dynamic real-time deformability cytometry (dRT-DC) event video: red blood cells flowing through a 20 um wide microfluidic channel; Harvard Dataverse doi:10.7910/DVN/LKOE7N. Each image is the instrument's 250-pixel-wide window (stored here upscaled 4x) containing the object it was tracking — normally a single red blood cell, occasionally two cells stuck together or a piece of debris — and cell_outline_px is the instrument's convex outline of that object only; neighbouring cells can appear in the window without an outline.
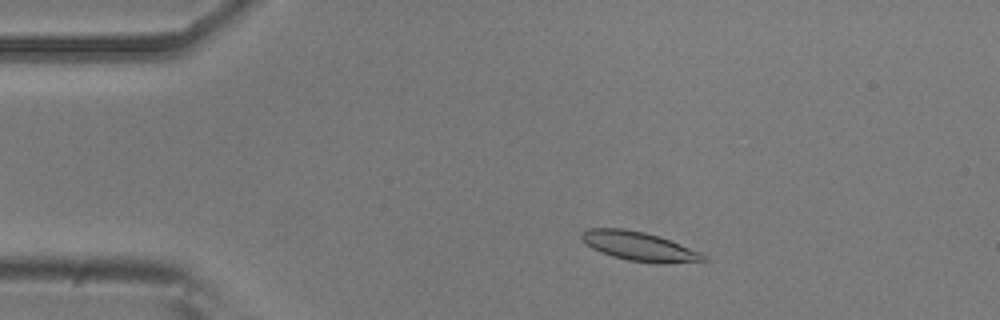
{"species": "common noctule bat (a hibernating species)", "species_latin": "Nyctalus noctula", "temperature_condition": "room temperature", "stored_images_in_passage": 50, "camera_frame_rate_fps": 3000, "um_per_image_px": 0.085, "animal": {"sex": "male", "body_mass_g": 20.5, "forearm_length_mm": 52.5}, "frame": {"image": 1, "passage_image": 8, "time_ms": 2.333, "image_size_px": [1000, 320], "cell_outline_px": [[708, 260], [664, 264], [660, 264], [628, 260], [612, 256], [600, 252], [592, 248], [580, 236], [580, 232], [584, 228], [624, 228], [644, 232], [660, 236], [700, 252], [708, 256]], "centroid_in_image_um": [54.33, 20.93], "position_along_channel_um": 30.7, "area_um2": 20.75}}
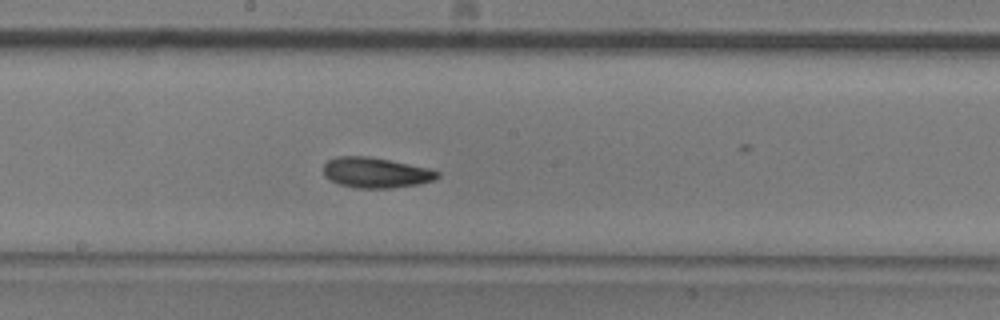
{"frame": {"image": 2, "passage_image": 26, "time_ms": 8.333, "image_size_px": [1000, 320], "cell_outline_px": [[440, 176], [432, 180], [420, 184], [392, 188], [360, 188], [340, 184], [324, 176], [324, 164], [328, 160], [336, 156], [368, 156], [428, 168], [440, 172]], "centroid_in_image_um": [31.94, 14.67], "position_along_channel_um": 216.3, "area_um2": 20.0}}
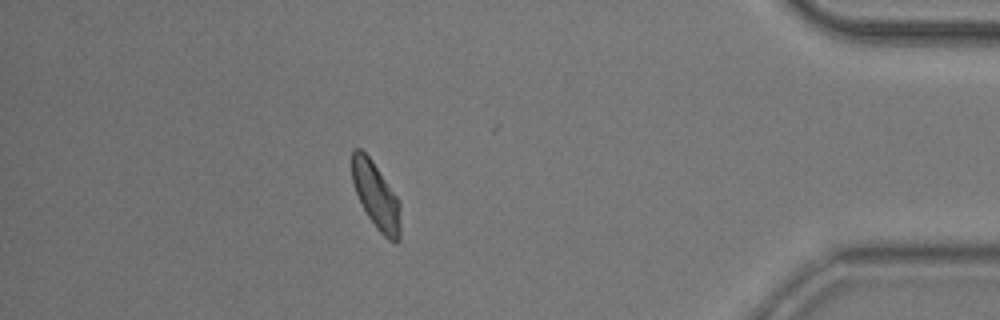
{"frame": {"image": 3, "passage_image": 44, "time_ms": 14.333, "image_size_px": [1000, 320], "cell_outline_px": [[400, 240], [396, 244], [388, 240], [376, 228], [368, 216], [356, 192], [352, 180], [352, 148], [360, 148], [372, 160], [396, 196], [400, 204]], "centroid_in_image_um": [31.97, 16.66], "position_along_channel_um": 403.2, "area_um2": 18.61}, "authors_computed_cell_mechanics": {"area_um2": 19.5364, "velocity_mm_per_s": 3.8612, "shape_relaxation_time_tau1_ms": 4.6417, "shape_relaxation_time_tau2_ms": 3.2803, "deformation_change_tau1": 0.141, "deformation_change_tau2": 0.0938}}